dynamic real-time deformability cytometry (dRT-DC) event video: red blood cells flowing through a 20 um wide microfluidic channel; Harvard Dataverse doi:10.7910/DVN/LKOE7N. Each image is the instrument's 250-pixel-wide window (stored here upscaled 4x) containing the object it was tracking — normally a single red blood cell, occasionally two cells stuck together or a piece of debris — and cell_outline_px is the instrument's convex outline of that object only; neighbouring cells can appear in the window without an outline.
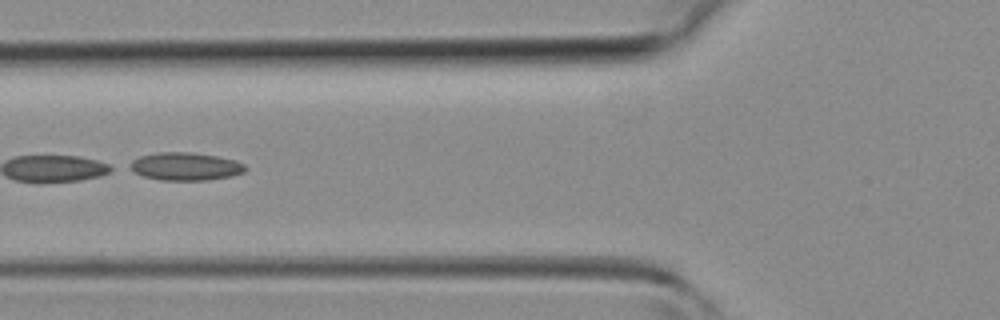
{"species": "common noctule bat (a hibernating species)", "species_latin": "Nyctalus noctula", "temperature_condition": "room temperature", "stored_images_in_passage": 11, "camera_frame_rate_fps": 3000, "um_per_image_px": 0.085, "animal": {"sex": "female", "body_mass_g": 19.3, "forearm_length_mm": 54.1}, "frame": {"image": 1, "passage_image": 7, "time_ms": 2.0, "image_size_px": [1000, 320], "cell_outline_px": [[248, 168], [244, 172], [232, 176], [208, 180], [160, 180], [144, 176], [128, 168], [132, 160], [140, 156], [156, 152], [192, 152], [216, 156], [236, 160], [244, 164]], "centroid_in_image_um": [15.78, 14.14], "position_along_channel_um": 110.0, "area_um2": 18.84}}